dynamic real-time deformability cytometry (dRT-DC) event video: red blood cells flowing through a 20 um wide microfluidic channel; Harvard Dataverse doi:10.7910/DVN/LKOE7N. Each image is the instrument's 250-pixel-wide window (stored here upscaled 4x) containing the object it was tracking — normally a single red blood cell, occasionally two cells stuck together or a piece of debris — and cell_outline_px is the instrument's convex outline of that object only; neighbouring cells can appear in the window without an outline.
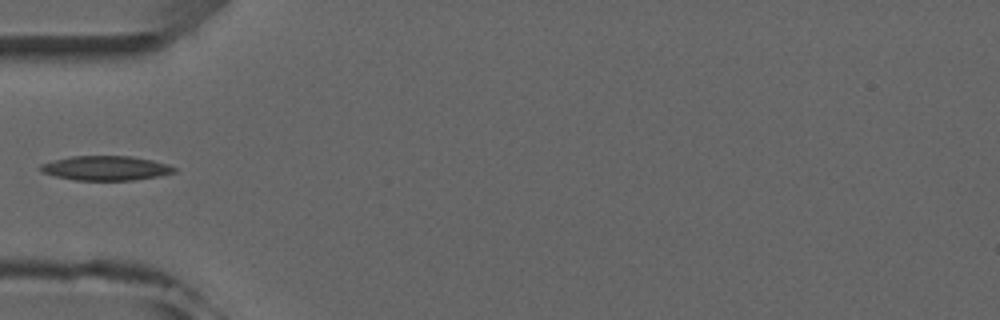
{"species": "common noctule bat (a hibernating species)", "species_latin": "Nyctalus noctula", "temperature_condition": "room temperature", "stored_images_in_passage": 5, "camera_frame_rate_fps": 3000, "um_per_image_px": 0.085, "animal": {"sex": "male", "forearm_length_mm": 52.5}, "frame": {"image": 1, "passage_image": 4, "time_ms": 3.333, "image_size_px": [1000, 320], "cell_outline_px": [[176, 172], [160, 176], [132, 180], [76, 180], [56, 176], [40, 172], [36, 168], [40, 164], [52, 160], [72, 156], [132, 156], [152, 160], [168, 164], [176, 168]], "centroid_in_image_um": [8.96, 14.29], "position_along_channel_um": 76.0, "area_um2": 19.25}}
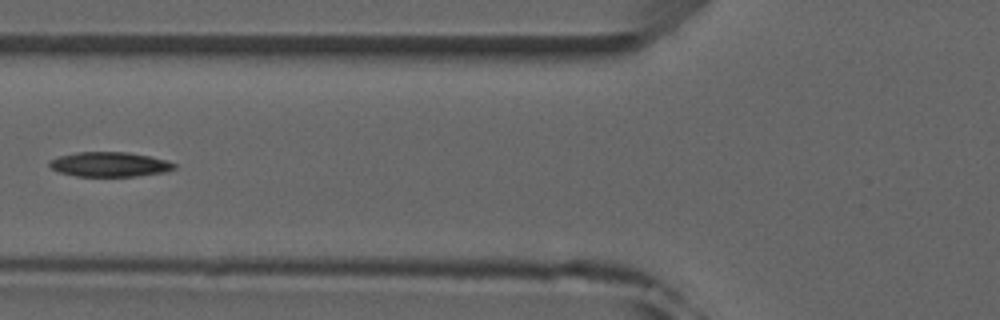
{"frame": {"image": 2, "passage_image": 5, "time_ms": 4.333, "image_size_px": [1000, 320], "cell_outline_px": [[176, 168], [164, 172], [136, 176], [76, 176], [56, 172], [48, 164], [48, 160], [60, 156], [76, 152], [128, 152], [148, 156], [164, 160], [176, 164]], "centroid_in_image_um": [9.26, 13.97], "position_along_channel_um": 116.5, "area_um2": 17.92}}